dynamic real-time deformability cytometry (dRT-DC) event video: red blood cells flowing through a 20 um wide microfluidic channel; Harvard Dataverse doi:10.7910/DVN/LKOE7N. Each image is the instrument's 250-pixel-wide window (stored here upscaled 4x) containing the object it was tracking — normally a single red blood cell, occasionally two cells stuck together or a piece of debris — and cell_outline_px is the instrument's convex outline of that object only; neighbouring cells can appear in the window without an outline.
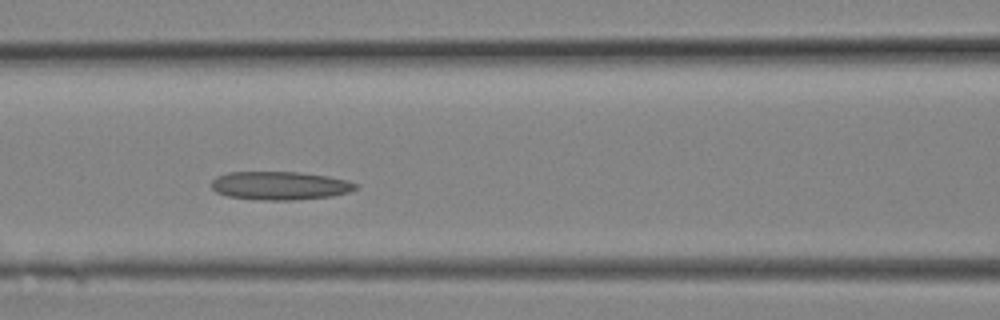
{"species": "Egyptian fruit bat (a non-hibernating species)", "species_latin": "Rousettus aegyptiacus", "temperature_condition": "room temperature", "stored_images_in_passage": 8, "camera_frame_rate_fps": 3000, "um_per_image_px": 0.085, "animal": {"sex": "female"}, "frame": {"image": 1, "passage_image": 7, "time_ms": 2.0, "image_size_px": [1000, 320], "cell_outline_px": [[360, 184], [356, 188], [348, 192], [332, 196], [292, 200], [264, 200], [228, 196], [216, 192], [212, 188], [212, 180], [216, 176], [228, 172], [300, 172], [328, 176], [348, 180]], "centroid_in_image_um": [23.81, 15.77], "position_along_channel_um": 142.8, "area_um2": 23.87}}
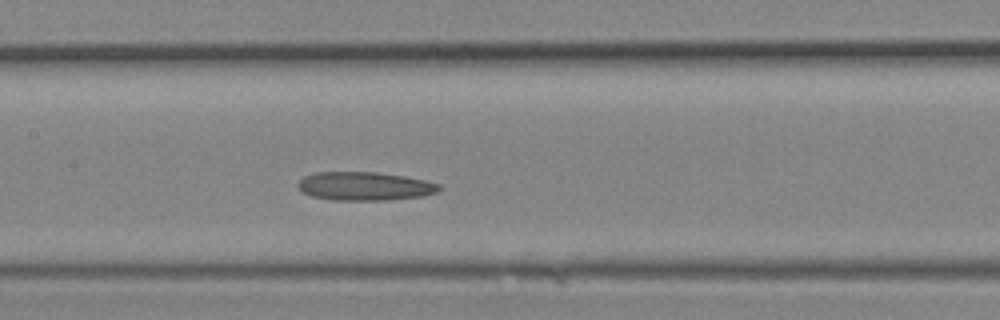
{"frame": {"image": 2, "passage_image": 8, "time_ms": 2.333, "image_size_px": [1000, 320], "cell_outline_px": [[444, 188], [436, 192], [424, 196], [388, 200], [336, 200], [312, 196], [304, 192], [296, 184], [304, 176], [316, 172], [376, 172], [404, 176], [424, 180], [440, 184]], "centroid_in_image_um": [31.04, 15.82], "position_along_channel_um": 176.4, "area_um2": 23.47}}